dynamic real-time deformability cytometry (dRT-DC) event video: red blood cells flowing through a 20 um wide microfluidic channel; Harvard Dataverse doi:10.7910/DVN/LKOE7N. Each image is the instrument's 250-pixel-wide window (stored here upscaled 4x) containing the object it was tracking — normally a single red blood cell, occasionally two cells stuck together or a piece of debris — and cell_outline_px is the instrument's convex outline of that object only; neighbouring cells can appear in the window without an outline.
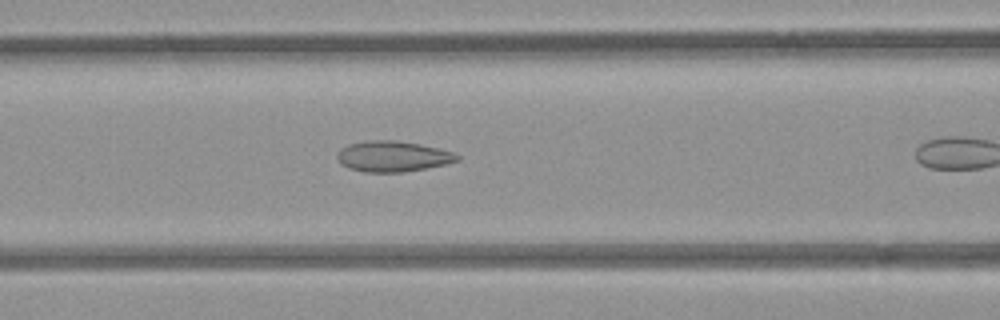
{"species": "common noctule bat (a hibernating species)", "species_latin": "Nyctalus noctula", "temperature_condition": "room temperature", "stored_images_in_passage": 5, "camera_frame_rate_fps": 3000, "um_per_image_px": 0.085, "animal": {"sex": "female", "body_mass_g": 21.9}, "frame": {"image": 1, "passage_image": 4, "time_ms": 1.0, "image_size_px": [1000, 320], "cell_outline_px": [[460, 160], [444, 164], [404, 172], [364, 172], [348, 168], [340, 164], [336, 156], [340, 148], [348, 144], [368, 140], [396, 140], [420, 144], [452, 152], [460, 156]], "centroid_in_image_um": [33.33, 13.29], "position_along_channel_um": 133.3, "area_um2": 21.44}}